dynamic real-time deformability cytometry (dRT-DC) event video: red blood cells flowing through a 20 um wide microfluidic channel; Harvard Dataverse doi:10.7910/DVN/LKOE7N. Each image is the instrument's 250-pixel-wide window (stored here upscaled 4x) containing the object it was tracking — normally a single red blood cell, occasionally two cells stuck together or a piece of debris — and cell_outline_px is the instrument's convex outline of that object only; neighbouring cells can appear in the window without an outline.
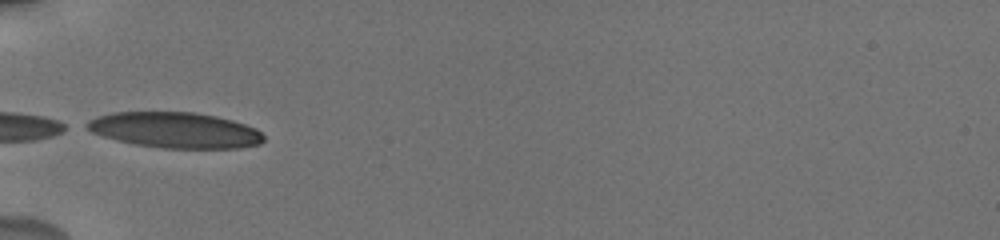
{"species": "human", "species_latin": "Homo sapiens", "temperature_condition": "cold", "stored_images_in_passage": 18, "camera_frame_rate_fps": 3000, "um_per_image_px": 0.085, "donor": {"sex": "male"}, "frame": {"image": 1, "passage_image": 1, "time_ms": 0.0, "image_size_px": [1000, 240], "cell_outline_px": [[264, 140], [260, 144], [240, 148], [164, 148], [136, 144], [104, 136], [92, 132], [80, 124], [96, 116], [112, 112], [192, 112], [216, 116], [232, 120], [256, 128], [264, 136]], "centroid_in_image_um": [14.86, 11.05], "position_along_channel_um": 70.1, "area_um2": 36.76}}
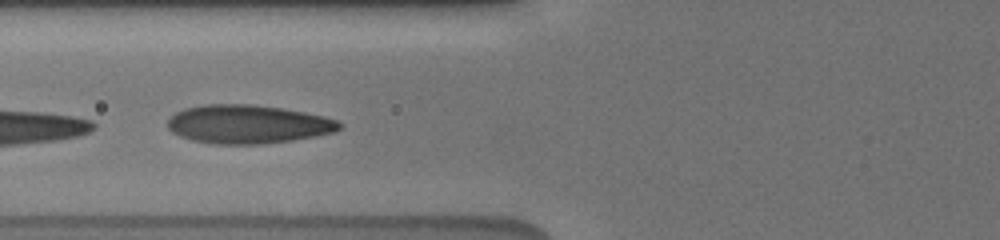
{"frame": {"image": 2, "passage_image": 7, "time_ms": 1.0, "image_size_px": [1000, 240], "cell_outline_px": [[340, 128], [336, 132], [292, 140], [260, 144], [216, 144], [192, 140], [180, 136], [172, 132], [168, 128], [168, 120], [176, 112], [184, 108], [208, 104], [252, 104], [280, 108], [304, 112], [324, 116], [336, 120], [340, 124]], "centroid_in_image_um": [21.05, 10.56], "position_along_channel_um": 104.7, "area_um2": 38.44}}
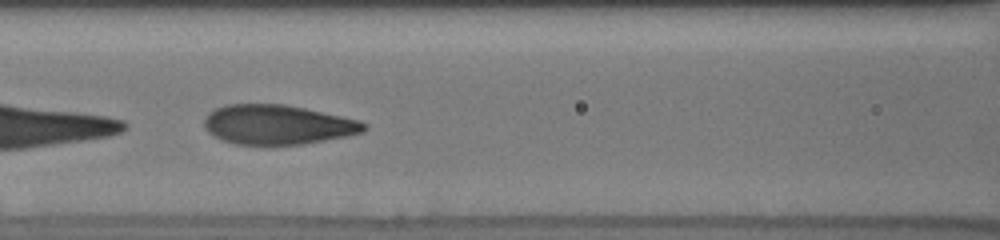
{"frame": {"image": 3, "passage_image": 13, "time_ms": 2.0, "image_size_px": [1000, 240], "cell_outline_px": [[368, 128], [364, 132], [348, 136], [304, 144], [268, 148], [236, 144], [224, 140], [208, 132], [204, 128], [204, 120], [216, 108], [224, 104], [284, 104], [304, 108], [360, 120], [368, 124]], "centroid_in_image_um": [23.63, 10.64], "position_along_channel_um": 143.0, "area_um2": 37.69}}